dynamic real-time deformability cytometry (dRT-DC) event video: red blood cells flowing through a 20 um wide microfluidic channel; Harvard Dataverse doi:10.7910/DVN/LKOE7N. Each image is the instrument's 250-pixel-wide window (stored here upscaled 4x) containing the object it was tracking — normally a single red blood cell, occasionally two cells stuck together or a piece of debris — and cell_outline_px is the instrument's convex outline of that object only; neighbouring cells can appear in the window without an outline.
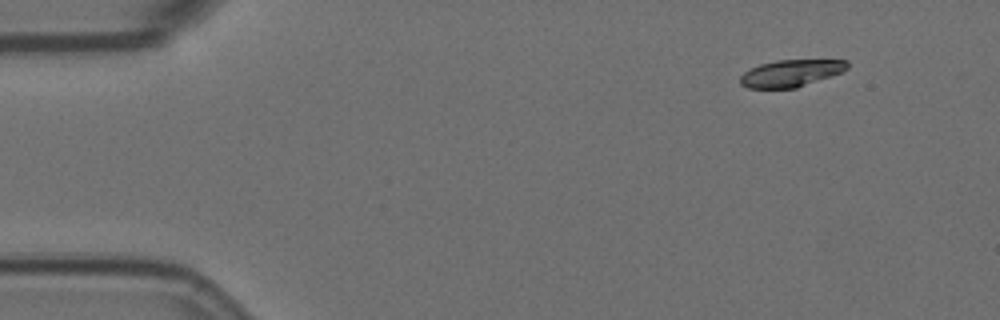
{"species": "Egyptian fruit bat (a non-hibernating species)", "species_latin": "Rousettus aegyptiacus", "temperature_condition": "room temperature", "stored_images_in_passage": 4, "camera_frame_rate_fps": 3000, "um_per_image_px": 0.085, "animal": {"sex": "female"}, "frame": {"image": 1, "passage_image": 1, "time_ms": 0.0, "image_size_px": [1000, 320], "cell_outline_px": [[848, 68], [832, 76], [796, 88], [748, 88], [740, 84], [740, 76], [744, 72], [760, 64], [776, 60], [848, 60]], "centroid_in_image_um": [67.22, 6.22], "position_along_channel_um": 17.8, "area_um2": 16.76}}
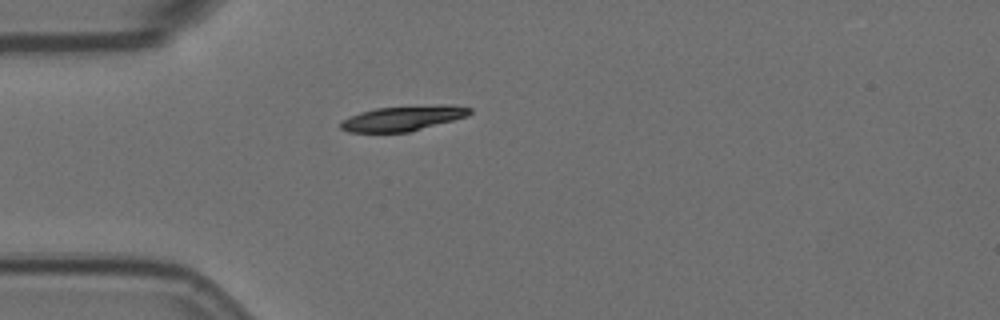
{"frame": {"image": 2, "passage_image": 4, "time_ms": 1.0, "image_size_px": [1000, 320], "cell_outline_px": [[472, 112], [468, 116], [408, 132], [348, 132], [340, 128], [340, 124], [344, 120], [360, 112], [376, 108], [440, 104], [452, 104], [472, 108]], "centroid_in_image_um": [34.31, 10.04], "position_along_channel_um": 50.7, "area_um2": 18.79}}